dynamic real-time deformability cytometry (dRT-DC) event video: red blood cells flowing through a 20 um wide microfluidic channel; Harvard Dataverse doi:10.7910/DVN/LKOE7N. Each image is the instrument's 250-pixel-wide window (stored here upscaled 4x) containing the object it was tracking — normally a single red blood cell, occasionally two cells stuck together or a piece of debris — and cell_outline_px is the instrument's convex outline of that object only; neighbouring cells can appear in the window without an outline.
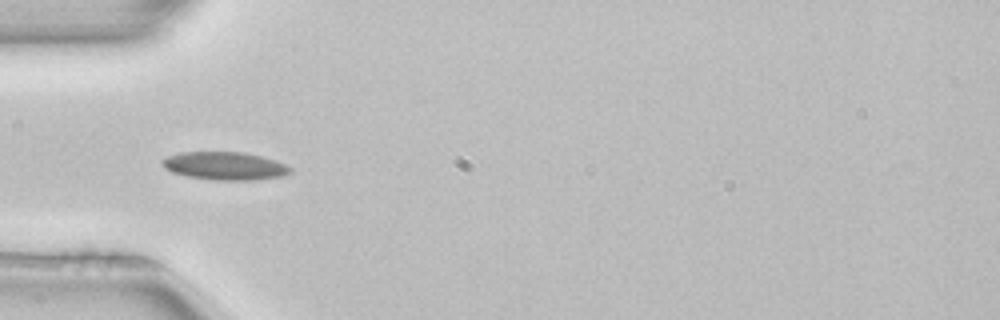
{"species": "common noctule bat (a hibernating species)", "species_latin": "Nyctalus noctula", "temperature_condition": "room temperature", "stored_images_in_passage": 36, "camera_frame_rate_fps": 3000, "um_per_image_px": 0.085, "animal": {"sex": "female", "body_mass_g": 22.7, "forearm_length_mm": 54.2}, "frame": {"image": 1, "passage_image": 1, "time_ms": 0.0, "image_size_px": [1000, 320], "cell_outline_px": [[292, 172], [280, 176], [256, 180], [212, 180], [188, 176], [172, 172], [164, 168], [160, 164], [160, 160], [168, 156], [180, 152], [244, 152], [276, 160], [292, 168]], "centroid_in_image_um": [19.08, 14.1], "position_along_channel_um": 65.9, "area_um2": 20.98}}
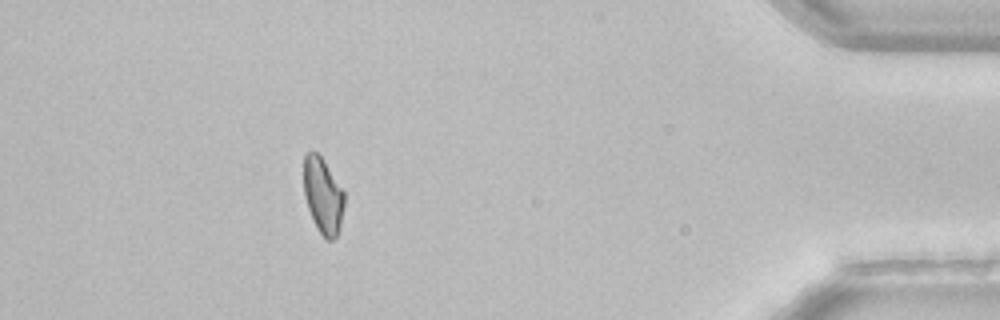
{"frame": {"image": 2, "passage_image": 31, "time_ms": 10.0, "image_size_px": [1000, 320], "cell_outline_px": [[344, 204], [340, 228], [336, 236], [332, 240], [328, 240], [320, 232], [312, 220], [304, 196], [304, 156], [308, 152], [316, 152], [320, 156], [344, 192]], "centroid_in_image_um": [27.44, 16.65], "position_along_channel_um": 407.8, "area_um2": 17.63}}